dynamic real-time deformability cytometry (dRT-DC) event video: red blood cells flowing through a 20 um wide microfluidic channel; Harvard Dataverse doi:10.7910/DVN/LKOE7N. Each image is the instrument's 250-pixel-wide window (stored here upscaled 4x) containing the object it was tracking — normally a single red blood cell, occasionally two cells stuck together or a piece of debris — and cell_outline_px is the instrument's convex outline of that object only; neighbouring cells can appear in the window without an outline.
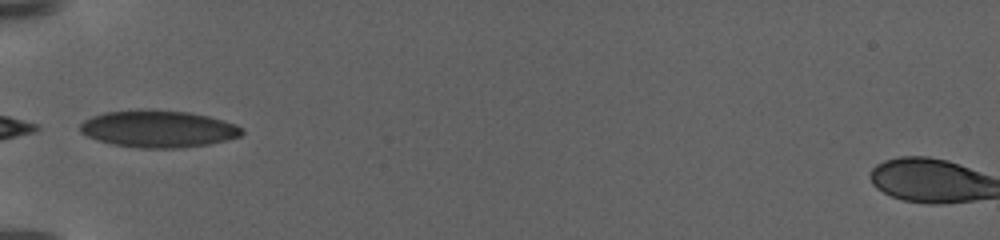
{"species": "human", "species_latin": "Homo sapiens", "temperature_condition": "warm", "stored_images_in_passage": 65, "camera_frame_rate_fps": 3000, "um_per_image_px": 0.085, "donor": {"sex": "female"}, "frame": {"image": 1, "passage_image": 1, "time_ms": 0.0, "image_size_px": [1000, 240], "cell_outline_px": [[244, 132], [240, 136], [228, 140], [208, 144], [184, 148], [136, 148], [112, 144], [88, 136], [80, 132], [80, 124], [84, 120], [92, 116], [104, 112], [188, 112], [208, 116], [236, 124]], "centroid_in_image_um": [13.48, 11.0], "position_along_channel_um": 71.5, "area_um2": 33.99}, "authors_computed_cell_mechanics": {"area_um2": 32.8882, "velocity_mm_per_s": 2.9547, "shape_relaxation_time_tau1_ms": 9.9559, "shape_relaxation_time_tau2_ms": null, "deformation_change_tau1": 0.2346, "deformation_change_tau2": null}}